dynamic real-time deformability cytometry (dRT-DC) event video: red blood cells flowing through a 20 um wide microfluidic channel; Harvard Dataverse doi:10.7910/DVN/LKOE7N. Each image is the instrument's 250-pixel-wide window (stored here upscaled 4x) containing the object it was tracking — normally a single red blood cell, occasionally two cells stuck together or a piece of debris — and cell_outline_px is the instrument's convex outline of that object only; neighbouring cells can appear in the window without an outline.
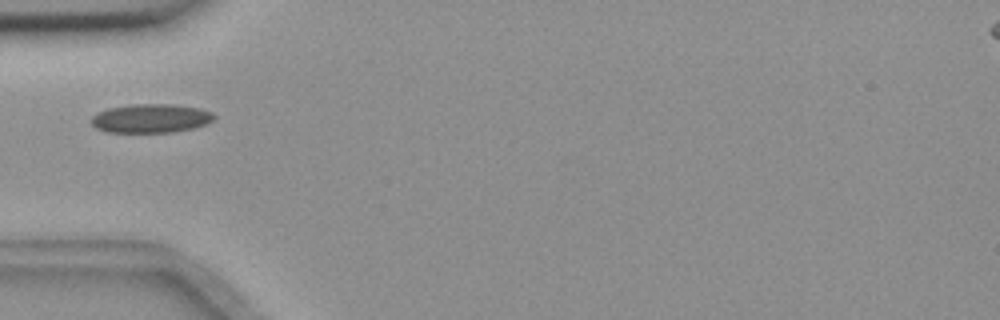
{"species": "common noctule bat (a hibernating species)", "species_latin": "Nyctalus noctula", "temperature_condition": "room temperature", "stored_images_in_passage": 8, "camera_frame_rate_fps": 3000, "um_per_image_px": 0.085, "animal": {"sex": "female", "body_mass_g": 18.4}, "frame": {"image": 1, "passage_image": 3, "time_ms": 0.667, "image_size_px": [1000, 320], "cell_outline_px": [[216, 116], [212, 120], [204, 124], [192, 128], [172, 132], [104, 132], [96, 128], [92, 124], [92, 116], [96, 112], [108, 108], [132, 104], [172, 104], [200, 108], [212, 112]], "centroid_in_image_um": [12.79, 10.05], "position_along_channel_um": 72.2, "area_um2": 20.63}}
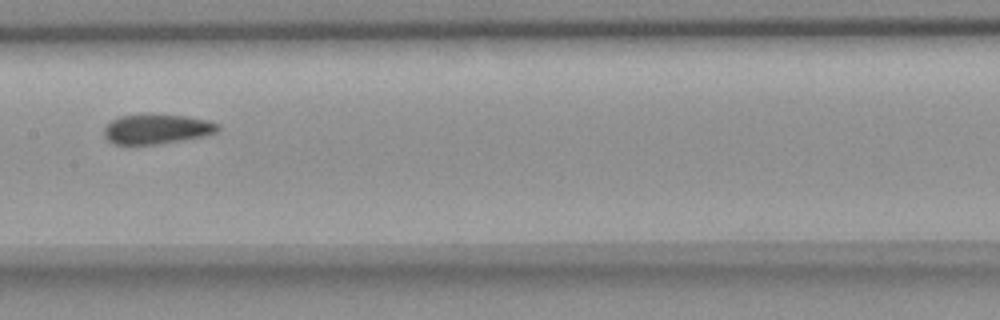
{"frame": {"image": 2, "passage_image": 6, "time_ms": 1.667, "image_size_px": [1000, 320], "cell_outline_px": [[220, 128], [216, 132], [204, 136], [160, 144], [112, 144], [104, 136], [104, 128], [112, 120], [120, 116], [188, 116], [208, 120], [220, 124]], "centroid_in_image_um": [13.35, 11.0], "position_along_channel_um": 194.0, "area_um2": 19.31}}
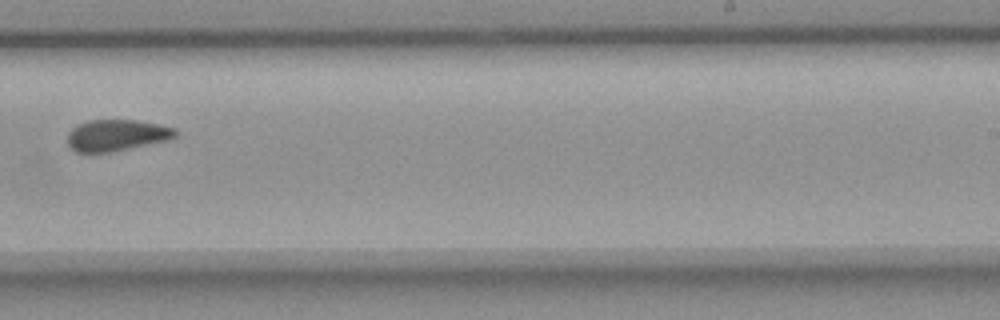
{"frame": {"image": 3, "passage_image": 8, "time_ms": 2.333, "image_size_px": [1000, 320], "cell_outline_px": [[176, 136], [168, 140], [112, 152], [76, 152], [68, 144], [68, 132], [72, 128], [88, 120], [136, 120], [176, 128]], "centroid_in_image_um": [9.91, 11.5], "position_along_channel_um": 279.1, "area_um2": 19.59}}